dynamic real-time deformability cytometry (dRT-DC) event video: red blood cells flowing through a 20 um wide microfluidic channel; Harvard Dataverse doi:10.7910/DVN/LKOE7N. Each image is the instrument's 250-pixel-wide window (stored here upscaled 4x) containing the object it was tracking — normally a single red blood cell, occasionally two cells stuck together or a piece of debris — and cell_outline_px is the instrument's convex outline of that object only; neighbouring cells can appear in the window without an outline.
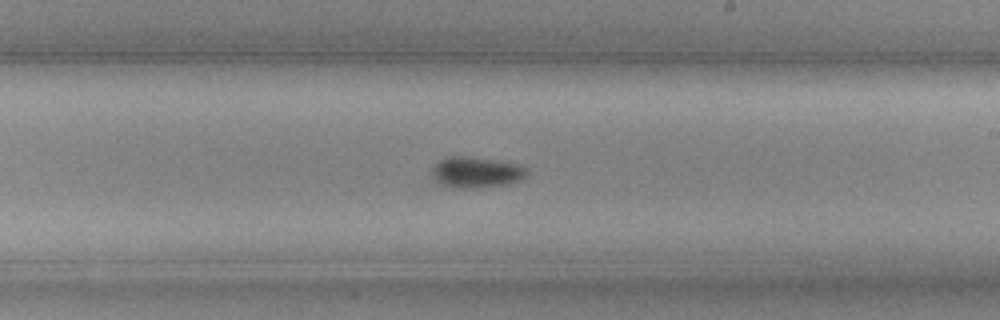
{"species": "common noctule bat (a hibernating species)", "species_latin": "Nyctalus noctula", "temperature_condition": "cold", "stored_images_in_passage": 64, "camera_frame_rate_fps": 3000, "um_per_image_px": 0.085, "animal": {"sex": "female", "body_mass_g": 19.3, "forearm_length_mm": 54.1}, "frame": {"image": 1, "passage_image": 43, "time_ms": 14.0, "image_size_px": [1000, 320], "cell_outline_px": [[528, 172], [520, 180], [508, 184], [476, 188], [460, 188], [440, 184], [432, 176], [432, 168], [444, 156], [464, 156], [520, 164], [528, 168]], "centroid_in_image_um": [40.48, 14.64], "position_along_channel_um": 248.5, "area_um2": 17.05}}
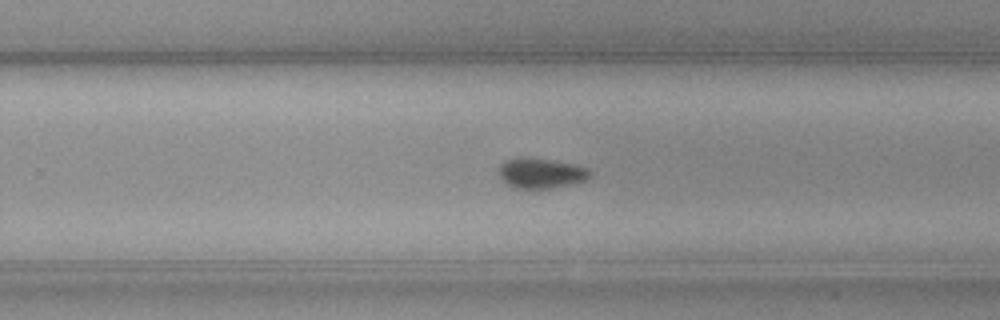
{"frame": {"image": 2, "passage_image": 46, "time_ms": 15.0, "image_size_px": [1000, 320], "cell_outline_px": [[592, 176], [588, 180], [556, 188], [512, 188], [500, 176], [500, 164], [504, 160], [520, 156], [548, 160], [572, 164], [588, 168], [592, 172]], "centroid_in_image_um": [46.02, 14.72], "position_along_channel_um": 283.8, "area_um2": 16.13}}
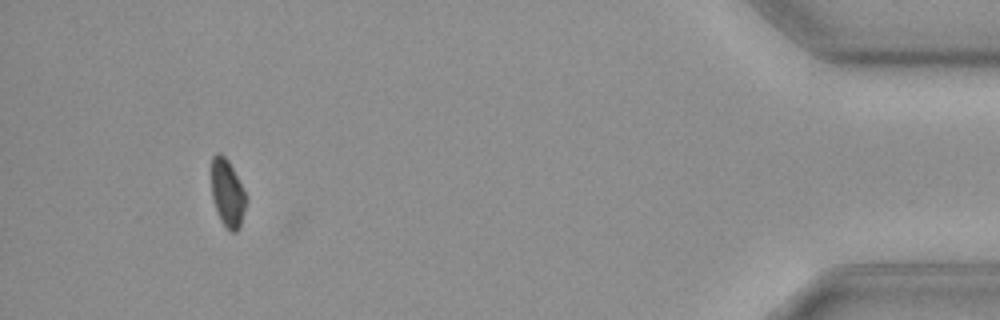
{"frame": {"image": 3, "passage_image": 63, "time_ms": 20.667, "image_size_px": [1000, 320], "cell_outline_px": [[248, 200], [240, 228], [236, 232], [228, 232], [220, 220], [212, 196], [212, 156], [216, 152], [220, 152], [228, 160], [248, 196]], "centroid_in_image_um": [19.37, 16.45], "position_along_channel_um": 415.8, "area_um2": 13.93}}